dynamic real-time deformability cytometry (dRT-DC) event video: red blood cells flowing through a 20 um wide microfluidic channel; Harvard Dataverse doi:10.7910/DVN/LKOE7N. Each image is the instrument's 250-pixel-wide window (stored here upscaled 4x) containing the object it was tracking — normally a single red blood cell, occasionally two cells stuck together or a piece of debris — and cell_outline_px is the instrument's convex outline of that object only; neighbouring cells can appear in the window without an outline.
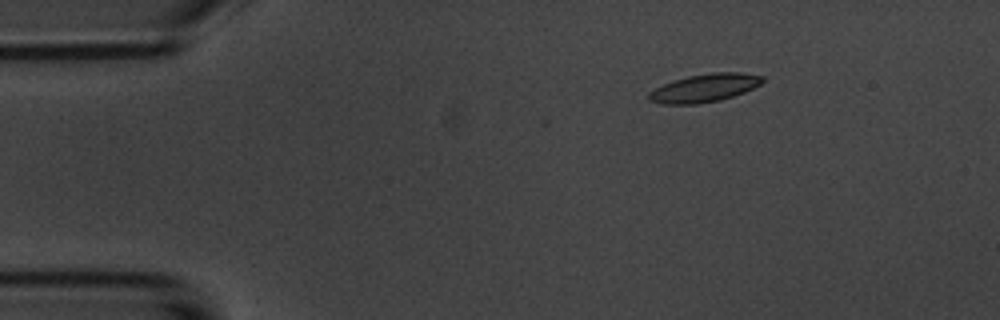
{"species": "common noctule bat (a hibernating species)", "species_latin": "Nyctalus noctula", "temperature_condition": "room temperature", "stored_images_in_passage": 3, "camera_frame_rate_fps": 3000, "um_per_image_px": 0.085, "animal": {"sex": "male", "body_mass_g": 20.1, "forearm_length_mm": 53.5}, "frame": {"image": 1, "passage_image": 3, "time_ms": 2.333, "image_size_px": [1000, 320], "cell_outline_px": [[764, 80], [760, 84], [744, 92], [720, 100], [696, 104], [660, 104], [648, 100], [648, 92], [672, 80], [688, 76], [712, 72], [740, 72], [764, 76]], "centroid_in_image_um": [59.86, 7.47], "position_along_channel_um": 25.1, "area_um2": 18.61}}